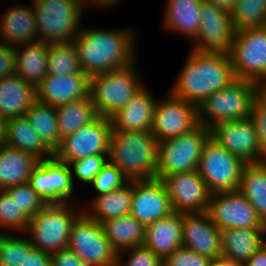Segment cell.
Listing matches in <instances>:
<instances>
[{
  "label": "cell",
  "mask_w": 266,
  "mask_h": 266,
  "mask_svg": "<svg viewBox=\"0 0 266 266\" xmlns=\"http://www.w3.org/2000/svg\"><path fill=\"white\" fill-rule=\"evenodd\" d=\"M131 29L81 27L73 43L83 72L91 77L133 65L138 60V38L135 29Z\"/></svg>",
  "instance_id": "obj_1"
},
{
  "label": "cell",
  "mask_w": 266,
  "mask_h": 266,
  "mask_svg": "<svg viewBox=\"0 0 266 266\" xmlns=\"http://www.w3.org/2000/svg\"><path fill=\"white\" fill-rule=\"evenodd\" d=\"M236 80L228 53L190 49L174 84L168 90L174 97L198 106Z\"/></svg>",
  "instance_id": "obj_2"
},
{
  "label": "cell",
  "mask_w": 266,
  "mask_h": 266,
  "mask_svg": "<svg viewBox=\"0 0 266 266\" xmlns=\"http://www.w3.org/2000/svg\"><path fill=\"white\" fill-rule=\"evenodd\" d=\"M159 141L152 132L112 129L108 160L129 180L157 178Z\"/></svg>",
  "instance_id": "obj_3"
},
{
  "label": "cell",
  "mask_w": 266,
  "mask_h": 266,
  "mask_svg": "<svg viewBox=\"0 0 266 266\" xmlns=\"http://www.w3.org/2000/svg\"><path fill=\"white\" fill-rule=\"evenodd\" d=\"M74 204H47L29 219L23 234L29 236L28 240L34 248L53 253L68 246L72 223L83 211L80 205L77 207Z\"/></svg>",
  "instance_id": "obj_4"
},
{
  "label": "cell",
  "mask_w": 266,
  "mask_h": 266,
  "mask_svg": "<svg viewBox=\"0 0 266 266\" xmlns=\"http://www.w3.org/2000/svg\"><path fill=\"white\" fill-rule=\"evenodd\" d=\"M38 40L71 42L78 35L86 8L77 0H33Z\"/></svg>",
  "instance_id": "obj_5"
},
{
  "label": "cell",
  "mask_w": 266,
  "mask_h": 266,
  "mask_svg": "<svg viewBox=\"0 0 266 266\" xmlns=\"http://www.w3.org/2000/svg\"><path fill=\"white\" fill-rule=\"evenodd\" d=\"M137 65L138 61L127 68L90 77V96L98 116L111 118L144 85Z\"/></svg>",
  "instance_id": "obj_6"
},
{
  "label": "cell",
  "mask_w": 266,
  "mask_h": 266,
  "mask_svg": "<svg viewBox=\"0 0 266 266\" xmlns=\"http://www.w3.org/2000/svg\"><path fill=\"white\" fill-rule=\"evenodd\" d=\"M254 101L253 82L237 79L198 105V123L210 129L224 121L250 118Z\"/></svg>",
  "instance_id": "obj_7"
},
{
  "label": "cell",
  "mask_w": 266,
  "mask_h": 266,
  "mask_svg": "<svg viewBox=\"0 0 266 266\" xmlns=\"http://www.w3.org/2000/svg\"><path fill=\"white\" fill-rule=\"evenodd\" d=\"M210 129L199 124L192 131L159 142L157 179L198 170Z\"/></svg>",
  "instance_id": "obj_8"
},
{
  "label": "cell",
  "mask_w": 266,
  "mask_h": 266,
  "mask_svg": "<svg viewBox=\"0 0 266 266\" xmlns=\"http://www.w3.org/2000/svg\"><path fill=\"white\" fill-rule=\"evenodd\" d=\"M89 266H116L117 252L103 226L82 211L71 226L68 246Z\"/></svg>",
  "instance_id": "obj_9"
},
{
  "label": "cell",
  "mask_w": 266,
  "mask_h": 266,
  "mask_svg": "<svg viewBox=\"0 0 266 266\" xmlns=\"http://www.w3.org/2000/svg\"><path fill=\"white\" fill-rule=\"evenodd\" d=\"M246 164L211 137L204 144L198 173L211 193L238 190Z\"/></svg>",
  "instance_id": "obj_10"
},
{
  "label": "cell",
  "mask_w": 266,
  "mask_h": 266,
  "mask_svg": "<svg viewBox=\"0 0 266 266\" xmlns=\"http://www.w3.org/2000/svg\"><path fill=\"white\" fill-rule=\"evenodd\" d=\"M237 79L255 82L266 78V27L236 30L228 52Z\"/></svg>",
  "instance_id": "obj_11"
},
{
  "label": "cell",
  "mask_w": 266,
  "mask_h": 266,
  "mask_svg": "<svg viewBox=\"0 0 266 266\" xmlns=\"http://www.w3.org/2000/svg\"><path fill=\"white\" fill-rule=\"evenodd\" d=\"M112 129L110 118L98 116L75 133L62 138L53 156L69 165L72 161L91 155H109Z\"/></svg>",
  "instance_id": "obj_12"
},
{
  "label": "cell",
  "mask_w": 266,
  "mask_h": 266,
  "mask_svg": "<svg viewBox=\"0 0 266 266\" xmlns=\"http://www.w3.org/2000/svg\"><path fill=\"white\" fill-rule=\"evenodd\" d=\"M198 125L196 104L176 98L170 92L157 100L151 132L159 142L188 133Z\"/></svg>",
  "instance_id": "obj_13"
},
{
  "label": "cell",
  "mask_w": 266,
  "mask_h": 266,
  "mask_svg": "<svg viewBox=\"0 0 266 266\" xmlns=\"http://www.w3.org/2000/svg\"><path fill=\"white\" fill-rule=\"evenodd\" d=\"M208 213L219 230L266 228L249 200L239 190L211 193Z\"/></svg>",
  "instance_id": "obj_14"
},
{
  "label": "cell",
  "mask_w": 266,
  "mask_h": 266,
  "mask_svg": "<svg viewBox=\"0 0 266 266\" xmlns=\"http://www.w3.org/2000/svg\"><path fill=\"white\" fill-rule=\"evenodd\" d=\"M210 137L245 164L266 161L251 117L218 123L210 128Z\"/></svg>",
  "instance_id": "obj_15"
},
{
  "label": "cell",
  "mask_w": 266,
  "mask_h": 266,
  "mask_svg": "<svg viewBox=\"0 0 266 266\" xmlns=\"http://www.w3.org/2000/svg\"><path fill=\"white\" fill-rule=\"evenodd\" d=\"M236 28L232 16L216 5L203 1L201 22L197 36L191 41V50L198 52H226L235 39Z\"/></svg>",
  "instance_id": "obj_16"
},
{
  "label": "cell",
  "mask_w": 266,
  "mask_h": 266,
  "mask_svg": "<svg viewBox=\"0 0 266 266\" xmlns=\"http://www.w3.org/2000/svg\"><path fill=\"white\" fill-rule=\"evenodd\" d=\"M29 184L47 204L72 202L75 194L70 166L54 156L40 160L30 175Z\"/></svg>",
  "instance_id": "obj_17"
},
{
  "label": "cell",
  "mask_w": 266,
  "mask_h": 266,
  "mask_svg": "<svg viewBox=\"0 0 266 266\" xmlns=\"http://www.w3.org/2000/svg\"><path fill=\"white\" fill-rule=\"evenodd\" d=\"M161 180L166 187L174 212L208 211L211 192L199 175L198 170L173 173Z\"/></svg>",
  "instance_id": "obj_18"
},
{
  "label": "cell",
  "mask_w": 266,
  "mask_h": 266,
  "mask_svg": "<svg viewBox=\"0 0 266 266\" xmlns=\"http://www.w3.org/2000/svg\"><path fill=\"white\" fill-rule=\"evenodd\" d=\"M173 212L169 195L161 179L133 180L130 214L145 227Z\"/></svg>",
  "instance_id": "obj_19"
},
{
  "label": "cell",
  "mask_w": 266,
  "mask_h": 266,
  "mask_svg": "<svg viewBox=\"0 0 266 266\" xmlns=\"http://www.w3.org/2000/svg\"><path fill=\"white\" fill-rule=\"evenodd\" d=\"M182 246L212 260L221 256L220 230L208 211L182 213Z\"/></svg>",
  "instance_id": "obj_20"
},
{
  "label": "cell",
  "mask_w": 266,
  "mask_h": 266,
  "mask_svg": "<svg viewBox=\"0 0 266 266\" xmlns=\"http://www.w3.org/2000/svg\"><path fill=\"white\" fill-rule=\"evenodd\" d=\"M36 91L37 100L56 108L87 98L90 95V77L84 72L65 76L47 74Z\"/></svg>",
  "instance_id": "obj_21"
},
{
  "label": "cell",
  "mask_w": 266,
  "mask_h": 266,
  "mask_svg": "<svg viewBox=\"0 0 266 266\" xmlns=\"http://www.w3.org/2000/svg\"><path fill=\"white\" fill-rule=\"evenodd\" d=\"M157 99L150 93L146 84L110 119L112 128L120 131L151 132L154 108Z\"/></svg>",
  "instance_id": "obj_22"
},
{
  "label": "cell",
  "mask_w": 266,
  "mask_h": 266,
  "mask_svg": "<svg viewBox=\"0 0 266 266\" xmlns=\"http://www.w3.org/2000/svg\"><path fill=\"white\" fill-rule=\"evenodd\" d=\"M16 6L5 9L0 16V41L13 47L38 40L32 3Z\"/></svg>",
  "instance_id": "obj_23"
},
{
  "label": "cell",
  "mask_w": 266,
  "mask_h": 266,
  "mask_svg": "<svg viewBox=\"0 0 266 266\" xmlns=\"http://www.w3.org/2000/svg\"><path fill=\"white\" fill-rule=\"evenodd\" d=\"M164 260L182 246V213L173 212L146 226L143 243Z\"/></svg>",
  "instance_id": "obj_24"
},
{
  "label": "cell",
  "mask_w": 266,
  "mask_h": 266,
  "mask_svg": "<svg viewBox=\"0 0 266 266\" xmlns=\"http://www.w3.org/2000/svg\"><path fill=\"white\" fill-rule=\"evenodd\" d=\"M36 100V87L16 74L0 79V115L5 120L25 116Z\"/></svg>",
  "instance_id": "obj_25"
},
{
  "label": "cell",
  "mask_w": 266,
  "mask_h": 266,
  "mask_svg": "<svg viewBox=\"0 0 266 266\" xmlns=\"http://www.w3.org/2000/svg\"><path fill=\"white\" fill-rule=\"evenodd\" d=\"M163 26L172 34L180 33L193 40L199 31L203 0H167Z\"/></svg>",
  "instance_id": "obj_26"
},
{
  "label": "cell",
  "mask_w": 266,
  "mask_h": 266,
  "mask_svg": "<svg viewBox=\"0 0 266 266\" xmlns=\"http://www.w3.org/2000/svg\"><path fill=\"white\" fill-rule=\"evenodd\" d=\"M40 160L20 149L0 144V190L29 183L30 175Z\"/></svg>",
  "instance_id": "obj_27"
},
{
  "label": "cell",
  "mask_w": 266,
  "mask_h": 266,
  "mask_svg": "<svg viewBox=\"0 0 266 266\" xmlns=\"http://www.w3.org/2000/svg\"><path fill=\"white\" fill-rule=\"evenodd\" d=\"M133 181H128L121 188L112 192L96 195L85 206L83 211L99 223L111 218L130 214L132 206Z\"/></svg>",
  "instance_id": "obj_28"
},
{
  "label": "cell",
  "mask_w": 266,
  "mask_h": 266,
  "mask_svg": "<svg viewBox=\"0 0 266 266\" xmlns=\"http://www.w3.org/2000/svg\"><path fill=\"white\" fill-rule=\"evenodd\" d=\"M14 48L16 75L37 88L48 74L49 44L37 40Z\"/></svg>",
  "instance_id": "obj_29"
},
{
  "label": "cell",
  "mask_w": 266,
  "mask_h": 266,
  "mask_svg": "<svg viewBox=\"0 0 266 266\" xmlns=\"http://www.w3.org/2000/svg\"><path fill=\"white\" fill-rule=\"evenodd\" d=\"M265 230L266 228L221 229V256L245 264L261 247Z\"/></svg>",
  "instance_id": "obj_30"
},
{
  "label": "cell",
  "mask_w": 266,
  "mask_h": 266,
  "mask_svg": "<svg viewBox=\"0 0 266 266\" xmlns=\"http://www.w3.org/2000/svg\"><path fill=\"white\" fill-rule=\"evenodd\" d=\"M3 143L30 153L39 160L53 157V151L43 142L26 116L6 120Z\"/></svg>",
  "instance_id": "obj_31"
},
{
  "label": "cell",
  "mask_w": 266,
  "mask_h": 266,
  "mask_svg": "<svg viewBox=\"0 0 266 266\" xmlns=\"http://www.w3.org/2000/svg\"><path fill=\"white\" fill-rule=\"evenodd\" d=\"M106 237L117 252L143 245L146 227L131 214L102 223Z\"/></svg>",
  "instance_id": "obj_32"
},
{
  "label": "cell",
  "mask_w": 266,
  "mask_h": 266,
  "mask_svg": "<svg viewBox=\"0 0 266 266\" xmlns=\"http://www.w3.org/2000/svg\"><path fill=\"white\" fill-rule=\"evenodd\" d=\"M55 110L61 139L75 133L98 117L90 95L87 98L65 103L56 107Z\"/></svg>",
  "instance_id": "obj_33"
},
{
  "label": "cell",
  "mask_w": 266,
  "mask_h": 266,
  "mask_svg": "<svg viewBox=\"0 0 266 266\" xmlns=\"http://www.w3.org/2000/svg\"><path fill=\"white\" fill-rule=\"evenodd\" d=\"M238 190L266 224V161L244 166Z\"/></svg>",
  "instance_id": "obj_34"
},
{
  "label": "cell",
  "mask_w": 266,
  "mask_h": 266,
  "mask_svg": "<svg viewBox=\"0 0 266 266\" xmlns=\"http://www.w3.org/2000/svg\"><path fill=\"white\" fill-rule=\"evenodd\" d=\"M25 116L43 142L54 151L61 142L55 107L36 100Z\"/></svg>",
  "instance_id": "obj_35"
},
{
  "label": "cell",
  "mask_w": 266,
  "mask_h": 266,
  "mask_svg": "<svg viewBox=\"0 0 266 266\" xmlns=\"http://www.w3.org/2000/svg\"><path fill=\"white\" fill-rule=\"evenodd\" d=\"M47 67L48 74L52 75L65 76L83 72L73 41L49 44Z\"/></svg>",
  "instance_id": "obj_36"
},
{
  "label": "cell",
  "mask_w": 266,
  "mask_h": 266,
  "mask_svg": "<svg viewBox=\"0 0 266 266\" xmlns=\"http://www.w3.org/2000/svg\"><path fill=\"white\" fill-rule=\"evenodd\" d=\"M266 0H237L232 21L236 30L264 26Z\"/></svg>",
  "instance_id": "obj_37"
},
{
  "label": "cell",
  "mask_w": 266,
  "mask_h": 266,
  "mask_svg": "<svg viewBox=\"0 0 266 266\" xmlns=\"http://www.w3.org/2000/svg\"><path fill=\"white\" fill-rule=\"evenodd\" d=\"M29 218L5 190H0V233H24ZM8 230V232H7Z\"/></svg>",
  "instance_id": "obj_38"
},
{
  "label": "cell",
  "mask_w": 266,
  "mask_h": 266,
  "mask_svg": "<svg viewBox=\"0 0 266 266\" xmlns=\"http://www.w3.org/2000/svg\"><path fill=\"white\" fill-rule=\"evenodd\" d=\"M24 237V238H23ZM33 246L28 237L0 233V264L18 266Z\"/></svg>",
  "instance_id": "obj_39"
},
{
  "label": "cell",
  "mask_w": 266,
  "mask_h": 266,
  "mask_svg": "<svg viewBox=\"0 0 266 266\" xmlns=\"http://www.w3.org/2000/svg\"><path fill=\"white\" fill-rule=\"evenodd\" d=\"M5 191L15 200L18 208L29 218L34 217L47 203L32 189L29 183L12 186Z\"/></svg>",
  "instance_id": "obj_40"
},
{
  "label": "cell",
  "mask_w": 266,
  "mask_h": 266,
  "mask_svg": "<svg viewBox=\"0 0 266 266\" xmlns=\"http://www.w3.org/2000/svg\"><path fill=\"white\" fill-rule=\"evenodd\" d=\"M108 156L109 155H91L84 159L72 161L69 166L74 184L77 179V181L79 180L85 185H90L95 176L109 161Z\"/></svg>",
  "instance_id": "obj_41"
},
{
  "label": "cell",
  "mask_w": 266,
  "mask_h": 266,
  "mask_svg": "<svg viewBox=\"0 0 266 266\" xmlns=\"http://www.w3.org/2000/svg\"><path fill=\"white\" fill-rule=\"evenodd\" d=\"M128 181L122 171L108 161L90 185L96 191L94 194L100 195L121 188Z\"/></svg>",
  "instance_id": "obj_42"
},
{
  "label": "cell",
  "mask_w": 266,
  "mask_h": 266,
  "mask_svg": "<svg viewBox=\"0 0 266 266\" xmlns=\"http://www.w3.org/2000/svg\"><path fill=\"white\" fill-rule=\"evenodd\" d=\"M162 262L159 256L143 244L117 253L116 266H161Z\"/></svg>",
  "instance_id": "obj_43"
},
{
  "label": "cell",
  "mask_w": 266,
  "mask_h": 266,
  "mask_svg": "<svg viewBox=\"0 0 266 266\" xmlns=\"http://www.w3.org/2000/svg\"><path fill=\"white\" fill-rule=\"evenodd\" d=\"M212 259L186 247H178L163 260V266H211Z\"/></svg>",
  "instance_id": "obj_44"
},
{
  "label": "cell",
  "mask_w": 266,
  "mask_h": 266,
  "mask_svg": "<svg viewBox=\"0 0 266 266\" xmlns=\"http://www.w3.org/2000/svg\"><path fill=\"white\" fill-rule=\"evenodd\" d=\"M251 119L254 121L258 143L262 152L266 155V107L254 101Z\"/></svg>",
  "instance_id": "obj_45"
},
{
  "label": "cell",
  "mask_w": 266,
  "mask_h": 266,
  "mask_svg": "<svg viewBox=\"0 0 266 266\" xmlns=\"http://www.w3.org/2000/svg\"><path fill=\"white\" fill-rule=\"evenodd\" d=\"M15 48L0 41V79L16 74Z\"/></svg>",
  "instance_id": "obj_46"
},
{
  "label": "cell",
  "mask_w": 266,
  "mask_h": 266,
  "mask_svg": "<svg viewBox=\"0 0 266 266\" xmlns=\"http://www.w3.org/2000/svg\"><path fill=\"white\" fill-rule=\"evenodd\" d=\"M51 266H89L69 247L50 253Z\"/></svg>",
  "instance_id": "obj_47"
},
{
  "label": "cell",
  "mask_w": 266,
  "mask_h": 266,
  "mask_svg": "<svg viewBox=\"0 0 266 266\" xmlns=\"http://www.w3.org/2000/svg\"><path fill=\"white\" fill-rule=\"evenodd\" d=\"M18 266H51L50 253L32 247Z\"/></svg>",
  "instance_id": "obj_48"
},
{
  "label": "cell",
  "mask_w": 266,
  "mask_h": 266,
  "mask_svg": "<svg viewBox=\"0 0 266 266\" xmlns=\"http://www.w3.org/2000/svg\"><path fill=\"white\" fill-rule=\"evenodd\" d=\"M255 101L266 107V78L253 82Z\"/></svg>",
  "instance_id": "obj_49"
},
{
  "label": "cell",
  "mask_w": 266,
  "mask_h": 266,
  "mask_svg": "<svg viewBox=\"0 0 266 266\" xmlns=\"http://www.w3.org/2000/svg\"><path fill=\"white\" fill-rule=\"evenodd\" d=\"M219 7L223 12L232 15L236 9L237 0H203Z\"/></svg>",
  "instance_id": "obj_50"
},
{
  "label": "cell",
  "mask_w": 266,
  "mask_h": 266,
  "mask_svg": "<svg viewBox=\"0 0 266 266\" xmlns=\"http://www.w3.org/2000/svg\"><path fill=\"white\" fill-rule=\"evenodd\" d=\"M244 266H266V252L260 247L244 264Z\"/></svg>",
  "instance_id": "obj_51"
},
{
  "label": "cell",
  "mask_w": 266,
  "mask_h": 266,
  "mask_svg": "<svg viewBox=\"0 0 266 266\" xmlns=\"http://www.w3.org/2000/svg\"><path fill=\"white\" fill-rule=\"evenodd\" d=\"M211 266H244V264L234 261L232 259H228L226 257L220 256L212 261Z\"/></svg>",
  "instance_id": "obj_52"
},
{
  "label": "cell",
  "mask_w": 266,
  "mask_h": 266,
  "mask_svg": "<svg viewBox=\"0 0 266 266\" xmlns=\"http://www.w3.org/2000/svg\"><path fill=\"white\" fill-rule=\"evenodd\" d=\"M119 1L120 0H95V6L101 9H108L109 7L111 8L112 6H116L117 3L119 4Z\"/></svg>",
  "instance_id": "obj_53"
},
{
  "label": "cell",
  "mask_w": 266,
  "mask_h": 266,
  "mask_svg": "<svg viewBox=\"0 0 266 266\" xmlns=\"http://www.w3.org/2000/svg\"><path fill=\"white\" fill-rule=\"evenodd\" d=\"M6 120L0 115V144L3 143L5 137Z\"/></svg>",
  "instance_id": "obj_54"
},
{
  "label": "cell",
  "mask_w": 266,
  "mask_h": 266,
  "mask_svg": "<svg viewBox=\"0 0 266 266\" xmlns=\"http://www.w3.org/2000/svg\"><path fill=\"white\" fill-rule=\"evenodd\" d=\"M77 1H79L84 7H86V9L88 8V6L95 7L94 6L95 0H77Z\"/></svg>",
  "instance_id": "obj_55"
},
{
  "label": "cell",
  "mask_w": 266,
  "mask_h": 266,
  "mask_svg": "<svg viewBox=\"0 0 266 266\" xmlns=\"http://www.w3.org/2000/svg\"><path fill=\"white\" fill-rule=\"evenodd\" d=\"M261 247L266 252V230L264 231V235L262 236Z\"/></svg>",
  "instance_id": "obj_56"
},
{
  "label": "cell",
  "mask_w": 266,
  "mask_h": 266,
  "mask_svg": "<svg viewBox=\"0 0 266 266\" xmlns=\"http://www.w3.org/2000/svg\"><path fill=\"white\" fill-rule=\"evenodd\" d=\"M264 26L266 27V12H265V17H264Z\"/></svg>",
  "instance_id": "obj_57"
},
{
  "label": "cell",
  "mask_w": 266,
  "mask_h": 266,
  "mask_svg": "<svg viewBox=\"0 0 266 266\" xmlns=\"http://www.w3.org/2000/svg\"><path fill=\"white\" fill-rule=\"evenodd\" d=\"M0 266H13V265H4V264H0Z\"/></svg>",
  "instance_id": "obj_58"
}]
</instances>
